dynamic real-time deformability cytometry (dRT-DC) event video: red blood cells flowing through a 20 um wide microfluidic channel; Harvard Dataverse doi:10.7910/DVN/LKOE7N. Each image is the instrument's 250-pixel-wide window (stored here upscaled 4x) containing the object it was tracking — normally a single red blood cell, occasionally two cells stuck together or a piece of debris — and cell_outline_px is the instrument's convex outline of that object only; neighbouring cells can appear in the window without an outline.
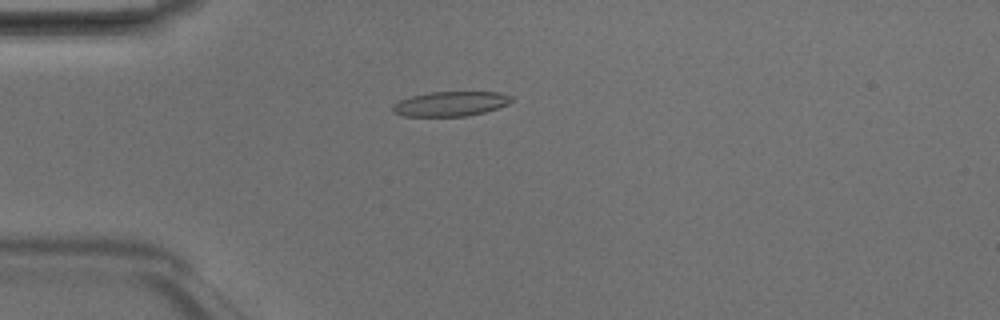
{"species": "Egyptian fruit bat (a non-hibernating species)", "species_latin": "Rousettus aegyptiacus", "temperature_condition": "room temperature", "stored_images_in_passage": 39, "camera_frame_rate_fps": 3000, "um_per_image_px": 0.085, "animal": {"sex": "male"}, "frame": {"image": 1, "passage_image": 4, "time_ms": 1.0, "image_size_px": [1000, 320], "cell_outline_px": [[516, 100], [508, 104], [484, 112], [468, 116], [404, 116], [392, 112], [392, 104], [400, 100], [412, 96], [428, 92], [500, 92], [512, 96]], "centroid_in_image_um": [38.31, 8.82], "position_along_channel_um": 46.7, "area_um2": 17.22}}
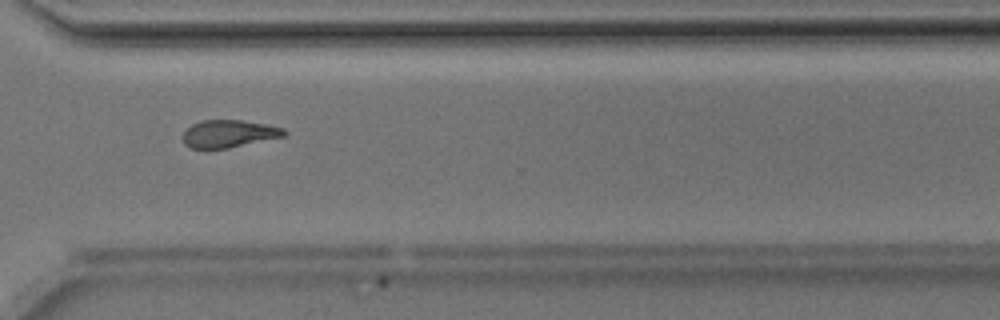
{"frame": {"image": 2, "passage_image": 27, "time_ms": 8.667, "image_size_px": [1000, 320], "cell_outline_px": [[288, 132], [284, 136], [228, 148], [208, 152], [188, 148], [184, 144], [184, 132], [192, 124], [200, 120], [240, 120], [268, 124], [284, 128]], "centroid_in_image_um": [19.4, 11.4], "position_along_channel_um": 351.2, "area_um2": 16.76}}
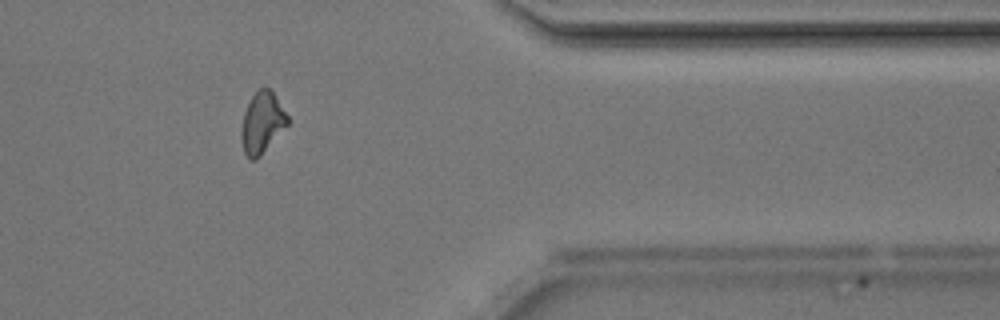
{"frame": {"image": 3, "passage_image": 31, "time_ms": 10.0, "image_size_px": [1000, 320], "cell_outline_px": [[288, 124], [260, 156], [256, 160], [248, 160], [244, 152], [240, 136], [240, 128], [244, 112], [252, 96], [260, 88], [272, 88], [288, 116]], "centroid_in_image_um": [22.26, 10.43], "position_along_channel_um": 389.1, "area_um2": 16.59}, "authors_computed_cell_mechanics": {"area_um2": 16.762, "velocity_mm_per_s": 4.199, "shape_relaxation_time_tau1_ms": 6.8956, "shape_relaxation_time_tau2_ms": 6.5888, "deformation_change_tau1": 0.1656, "deformation_change_tau2": 0.1661}}